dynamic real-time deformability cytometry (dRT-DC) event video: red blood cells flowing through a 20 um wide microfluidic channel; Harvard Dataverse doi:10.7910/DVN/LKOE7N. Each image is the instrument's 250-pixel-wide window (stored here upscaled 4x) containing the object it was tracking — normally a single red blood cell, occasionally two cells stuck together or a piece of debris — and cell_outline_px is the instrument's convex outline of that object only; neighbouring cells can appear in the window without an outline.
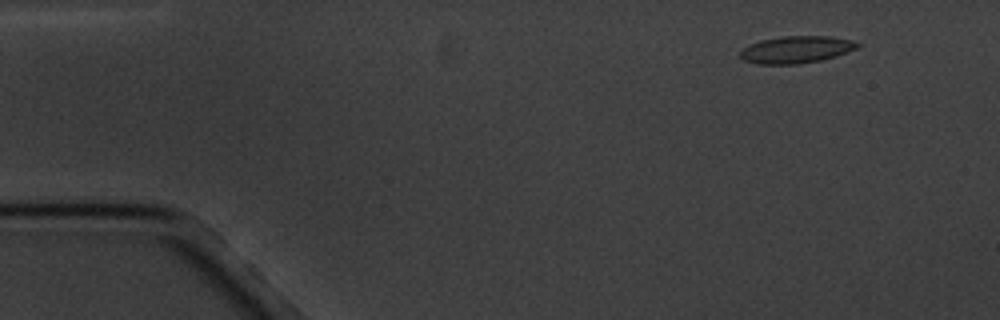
{"species": "common noctule bat (a hibernating species)", "species_latin": "Nyctalus noctula", "temperature_condition": "cold", "stored_images_in_passage": 6, "camera_frame_rate_fps": 3000, "um_per_image_px": 0.085, "animal": {"sex": "male", "body_mass_g": 20.1, "forearm_length_mm": 53.5}, "frame": {"image": 1, "passage_image": 2, "time_ms": 1.333, "image_size_px": [1000, 320], "cell_outline_px": [[860, 44], [856, 48], [836, 56], [820, 60], [796, 64], [756, 64], [744, 60], [740, 56], [740, 52], [744, 48], [760, 40], [784, 36], [832, 36], [852, 40]], "centroid_in_image_um": [67.68, 4.21], "position_along_channel_um": 17.3, "area_um2": 18.32}}
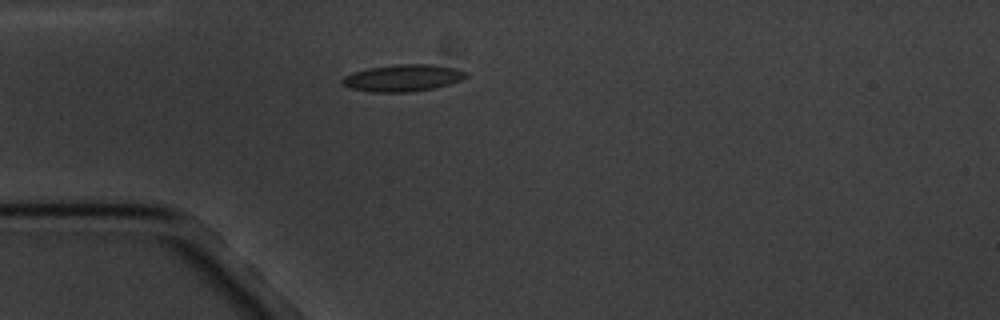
{"frame": {"image": 2, "passage_image": 5, "time_ms": 4.667, "image_size_px": [1000, 320], "cell_outline_px": [[468, 76], [460, 80], [436, 88], [408, 92], [372, 92], [348, 88], [340, 84], [340, 80], [344, 76], [352, 72], [368, 68], [396, 64], [432, 64], [456, 68], [468, 72]], "centroid_in_image_um": [34.21, 6.62], "position_along_channel_um": 50.8, "area_um2": 19.65}}